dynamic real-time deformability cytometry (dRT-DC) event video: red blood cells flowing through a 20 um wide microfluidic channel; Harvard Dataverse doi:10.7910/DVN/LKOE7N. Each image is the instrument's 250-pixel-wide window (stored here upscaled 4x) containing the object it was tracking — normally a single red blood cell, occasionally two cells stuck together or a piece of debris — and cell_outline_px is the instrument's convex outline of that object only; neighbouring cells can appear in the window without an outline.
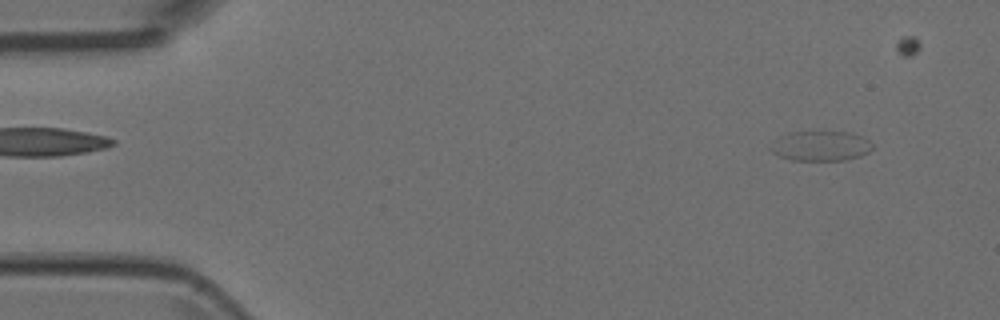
{"species": "Egyptian fruit bat (a non-hibernating species)", "species_latin": "Rousettus aegyptiacus", "temperature_condition": "room temperature", "stored_images_in_passage": 4, "camera_frame_rate_fps": 3000, "um_per_image_px": 0.085, "animal": {"sex": "female"}, "frame": {"image": 1, "passage_image": 1, "time_ms": 0.0, "image_size_px": [1000, 320], "cell_outline_px": [[872, 148], [868, 152], [860, 156], [844, 160], [792, 160], [780, 156], [772, 152], [768, 148], [768, 144], [780, 136], [788, 132], [852, 132], [864, 136], [872, 144]], "centroid_in_image_um": [69.73, 12.4], "position_along_channel_um": 15.3, "area_um2": 17.92}}
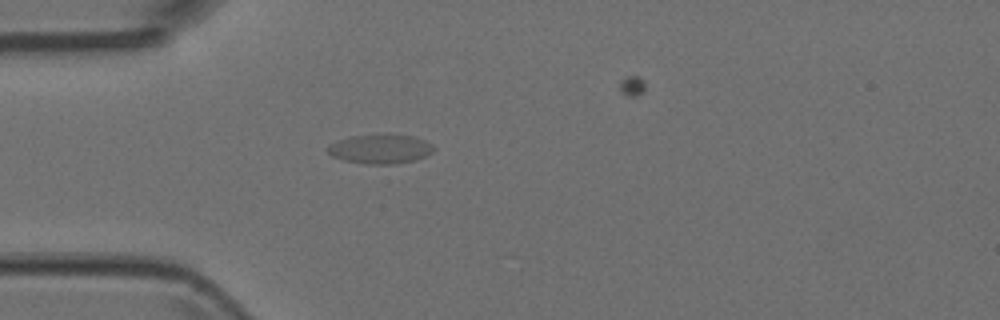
{"frame": {"image": 2, "passage_image": 4, "time_ms": 1.0, "image_size_px": [1000, 320], "cell_outline_px": [[436, 148], [432, 152], [416, 160], [392, 164], [364, 164], [344, 160], [332, 156], [328, 152], [328, 144], [352, 136], [416, 136], [432, 144]], "centroid_in_image_um": [32.34, 12.69], "position_along_channel_um": 52.7, "area_um2": 17.63}}